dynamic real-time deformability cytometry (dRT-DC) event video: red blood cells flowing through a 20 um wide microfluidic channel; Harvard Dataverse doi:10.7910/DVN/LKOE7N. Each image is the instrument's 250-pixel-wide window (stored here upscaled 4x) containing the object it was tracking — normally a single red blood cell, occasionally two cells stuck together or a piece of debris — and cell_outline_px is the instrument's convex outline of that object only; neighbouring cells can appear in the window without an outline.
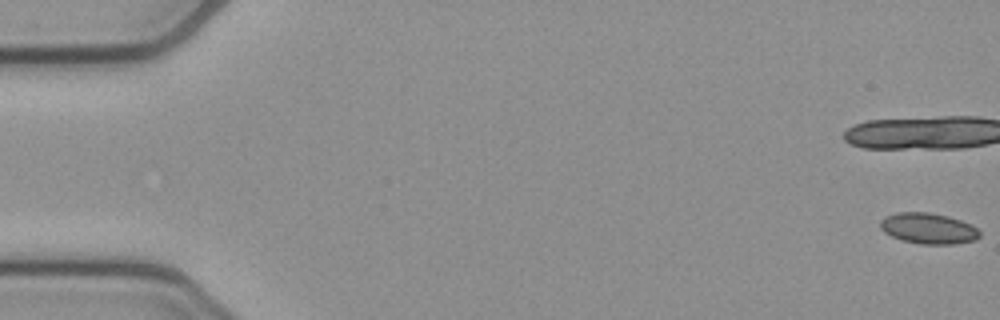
{"species": "common noctule bat (a hibernating species)", "species_latin": "Nyctalus noctula", "temperature_condition": "cold", "stored_images_in_passage": 19, "camera_frame_rate_fps": 3000, "um_per_image_px": 0.085, "animal": {"sex": "female", "body_mass_g": 21.9}, "frame": {"image": 1, "passage_image": 1, "time_ms": 0.0, "image_size_px": [1000, 320], "cell_outline_px": [[980, 236], [976, 240], [956, 244], [920, 244], [900, 240], [884, 232], [880, 228], [880, 220], [884, 216], [896, 212], [928, 212], [948, 216], [972, 224], [980, 232]], "centroid_in_image_um": [78.9, 19.41], "position_along_channel_um": 6.1, "area_um2": 18.09}}